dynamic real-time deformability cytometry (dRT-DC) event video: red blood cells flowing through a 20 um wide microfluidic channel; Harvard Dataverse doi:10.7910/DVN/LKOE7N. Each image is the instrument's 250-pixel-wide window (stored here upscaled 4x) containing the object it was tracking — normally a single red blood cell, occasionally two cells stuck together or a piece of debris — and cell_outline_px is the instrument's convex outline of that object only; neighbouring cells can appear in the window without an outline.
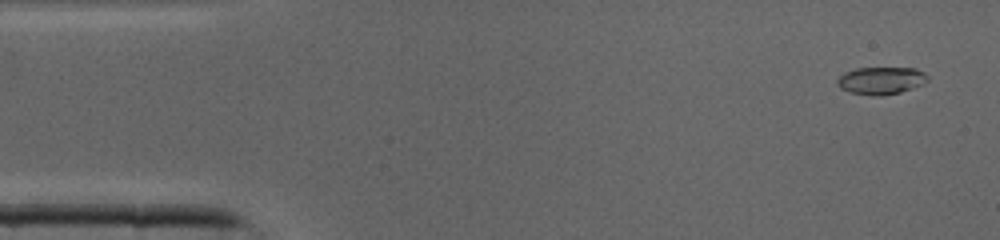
{"species": "common noctule bat (a hibernating species)", "species_latin": "Nyctalus noctula", "temperature_condition": "cold", "stored_images_in_passage": 41, "camera_frame_rate_fps": 3000, "um_per_image_px": 0.085, "animal": {"sex": "male", "body_mass_g": 19.0, "forearm_length_mm": 50.8}, "frame": {"image": 1, "passage_image": 2, "time_ms": 0.333, "image_size_px": [1000, 240], "cell_outline_px": [[928, 80], [912, 88], [900, 92], [880, 96], [872, 96], [848, 92], [840, 88], [836, 84], [836, 80], [844, 72], [856, 68], [916, 68], [924, 72], [928, 76]], "centroid_in_image_um": [74.84, 6.85], "position_along_channel_um": 10.2, "area_um2": 14.51}}
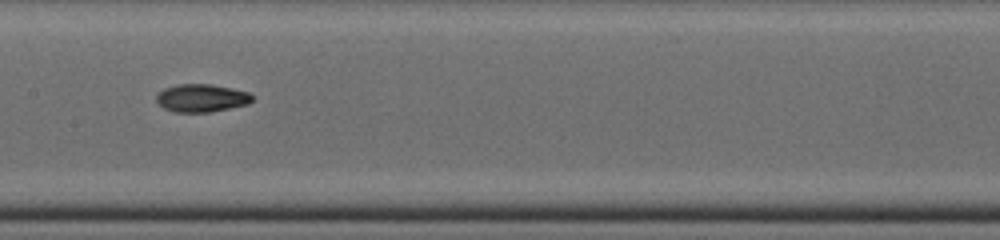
{"frame": {"image": 2, "passage_image": 20, "time_ms": 6.333, "image_size_px": [1000, 240], "cell_outline_px": [[252, 100], [248, 104], [208, 112], [176, 112], [164, 108], [156, 100], [156, 96], [164, 88], [180, 84], [212, 84], [232, 88], [248, 92], [252, 96]], "centroid_in_image_um": [17.13, 8.32], "position_along_channel_um": 190.3, "area_um2": 15.37}}
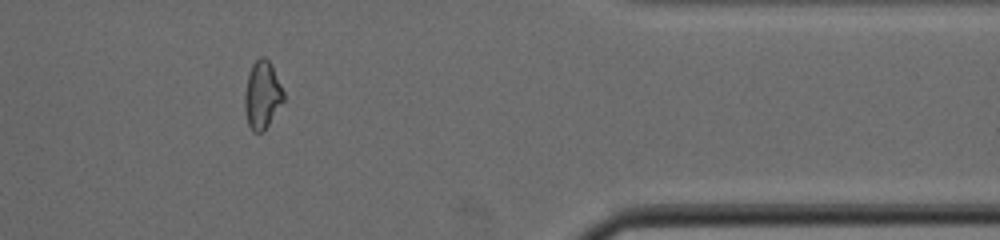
{"frame": {"image": 3, "passage_image": 34, "time_ms": 11.0, "image_size_px": [1000, 240], "cell_outline_px": [[284, 100], [268, 124], [260, 132], [252, 132], [248, 124], [244, 112], [244, 96], [248, 72], [252, 64], [260, 56], [264, 56], [272, 64], [284, 92]], "centroid_in_image_um": [22.27, 8.04], "position_along_channel_um": 389.1, "area_um2": 15.37}}